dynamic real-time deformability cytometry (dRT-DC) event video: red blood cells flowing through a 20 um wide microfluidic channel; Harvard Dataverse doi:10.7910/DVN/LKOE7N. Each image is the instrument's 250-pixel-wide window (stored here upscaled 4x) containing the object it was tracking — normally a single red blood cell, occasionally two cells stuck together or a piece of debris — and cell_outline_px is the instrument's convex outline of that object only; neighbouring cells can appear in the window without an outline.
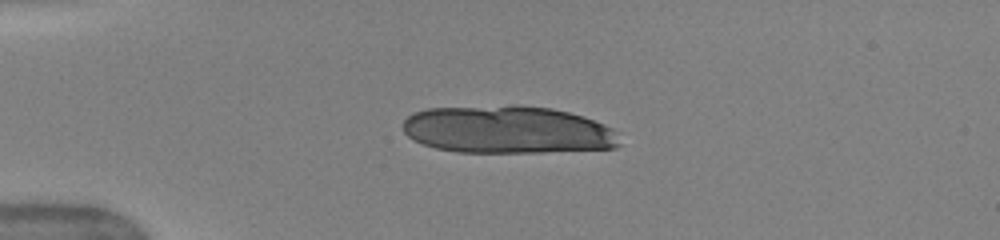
{"species": "human", "species_latin": "Homo sapiens", "temperature_condition": "warm", "stored_images_in_passage": 38, "camera_frame_rate_fps": 3000, "um_per_image_px": 0.085, "donor": {"sex": "female"}, "frame": {"image": 1, "passage_image": 1, "time_ms": 0.0, "image_size_px": [1000, 240], "cell_outline_px": [[620, 144], [616, 148], [544, 152], [460, 152], [436, 148], [424, 144], [408, 136], [404, 132], [404, 120], [408, 116], [416, 112], [428, 108], [512, 104], [520, 104], [552, 108], [584, 116], [604, 124], [612, 128]], "centroid_in_image_um": [43.16, 11.01], "position_along_channel_um": 41.8, "area_um2": 60.46}, "authors_computed_cell_mechanics": {"area_um2": 33.0327, "velocity_mm_per_s": 4.0435, "shape_relaxation_time_tau1_ms": 1.6056, "shape_relaxation_time_tau2_ms": 1.4506, "deformation_change_tau1": 0.3203, "deformation_change_tau2": 0.0886}}